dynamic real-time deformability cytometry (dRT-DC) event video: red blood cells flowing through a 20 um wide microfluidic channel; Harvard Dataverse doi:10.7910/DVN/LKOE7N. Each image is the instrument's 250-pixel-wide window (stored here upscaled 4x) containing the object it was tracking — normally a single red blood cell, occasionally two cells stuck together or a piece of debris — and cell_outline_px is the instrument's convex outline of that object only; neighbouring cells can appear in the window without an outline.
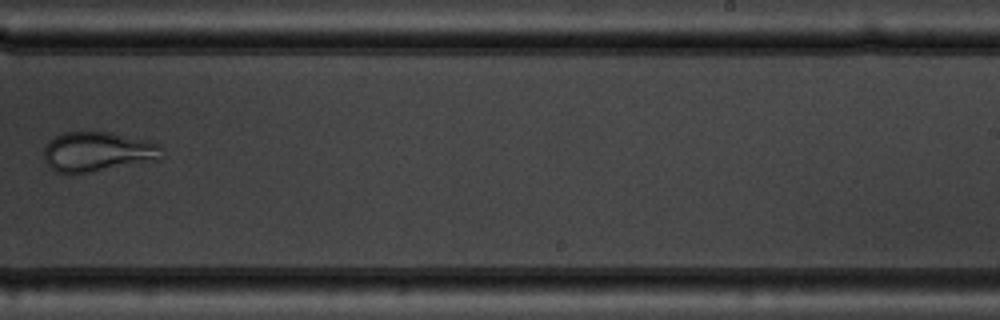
{"species": "common noctule bat (a hibernating species)", "species_latin": "Nyctalus noctula", "temperature_condition": "warm", "stored_images_in_passage": 9, "camera_frame_rate_fps": 3000, "um_per_image_px": 0.085, "animal": {"sex": "male", "body_mass_g": 19.5, "forearm_length_mm": 54.6}, "frame": {"image": 1, "passage_image": 9, "time_ms": 9.0, "image_size_px": [1000, 320], "cell_outline_px": [[164, 156], [160, 160], [92, 172], [56, 172], [44, 160], [44, 148], [48, 140], [60, 132], [112, 132], [160, 144]], "centroid_in_image_um": [8.32, 12.89], "position_along_channel_um": 280.7, "area_um2": 27.51}}